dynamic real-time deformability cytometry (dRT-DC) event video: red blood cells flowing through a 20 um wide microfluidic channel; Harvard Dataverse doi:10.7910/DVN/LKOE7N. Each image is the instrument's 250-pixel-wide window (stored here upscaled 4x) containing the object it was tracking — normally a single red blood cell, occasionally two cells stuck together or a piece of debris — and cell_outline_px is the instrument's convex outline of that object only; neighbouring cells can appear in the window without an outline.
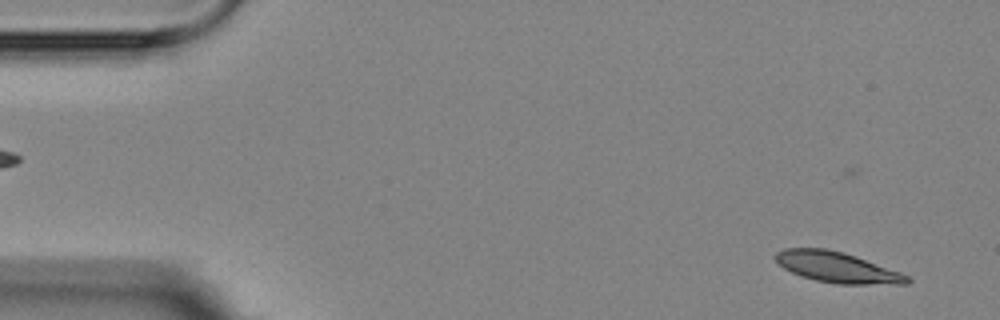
{"species": "Egyptian fruit bat (a non-hibernating species)", "species_latin": "Rousettus aegyptiacus", "temperature_condition": "room temperature", "stored_images_in_passage": 5, "segment_of_instrument_passage": [1, 2], "camera_frame_rate_fps": 3000, "um_per_image_px": 0.085, "animal": {"sex": "female"}, "frame": {"image": 1, "passage_image": 1, "time_ms": 0.0, "image_size_px": [1000, 320], "cell_outline_px": [[912, 280], [908, 284], [836, 284], [816, 280], [800, 276], [784, 268], [772, 256], [776, 252], [784, 248], [824, 248], [844, 252], [856, 256], [900, 272], [908, 276]], "centroid_in_image_um": [71.14, 22.72], "position_along_channel_um": 13.9, "area_um2": 23.52}}